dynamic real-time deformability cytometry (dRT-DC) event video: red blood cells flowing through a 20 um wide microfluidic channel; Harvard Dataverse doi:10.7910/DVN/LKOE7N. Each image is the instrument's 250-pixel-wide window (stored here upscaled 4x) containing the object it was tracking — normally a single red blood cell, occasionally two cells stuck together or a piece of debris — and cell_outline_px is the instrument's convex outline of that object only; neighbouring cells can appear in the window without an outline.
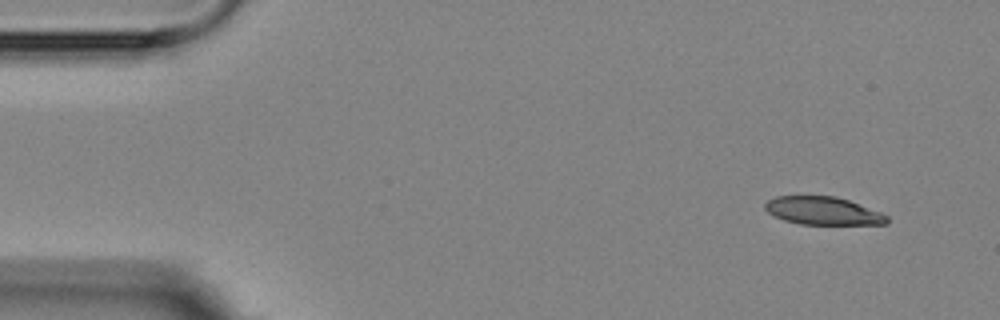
{"species": "Egyptian fruit bat (a non-hibernating species)", "species_latin": "Rousettus aegyptiacus", "temperature_condition": "room temperature", "stored_images_in_passage": 3, "camera_frame_rate_fps": 3000, "um_per_image_px": 0.085, "animal": {"sex": "female"}, "frame": {"image": 1, "passage_image": 1, "time_ms": 0.0, "image_size_px": [1000, 320], "cell_outline_px": [[888, 224], [800, 224], [784, 220], [772, 216], [764, 208], [764, 204], [768, 200], [776, 196], [836, 196], [848, 200], [880, 212], [888, 216]], "centroid_in_image_um": [69.92, 17.92], "position_along_channel_um": 15.1, "area_um2": 19.83}}
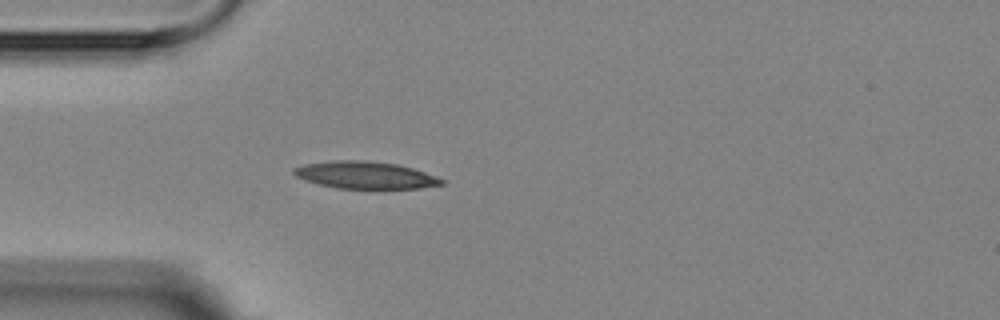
{"frame": {"image": 2, "passage_image": 3, "time_ms": 3.667, "image_size_px": [1000, 320], "cell_outline_px": [[444, 184], [420, 188], [336, 188], [304, 180], [296, 176], [292, 172], [292, 168], [304, 164], [336, 160], [360, 160], [396, 164], [412, 168], [436, 176], [444, 180]], "centroid_in_image_um": [31.02, 14.88], "position_along_channel_um": 54.0, "area_um2": 23.18}}